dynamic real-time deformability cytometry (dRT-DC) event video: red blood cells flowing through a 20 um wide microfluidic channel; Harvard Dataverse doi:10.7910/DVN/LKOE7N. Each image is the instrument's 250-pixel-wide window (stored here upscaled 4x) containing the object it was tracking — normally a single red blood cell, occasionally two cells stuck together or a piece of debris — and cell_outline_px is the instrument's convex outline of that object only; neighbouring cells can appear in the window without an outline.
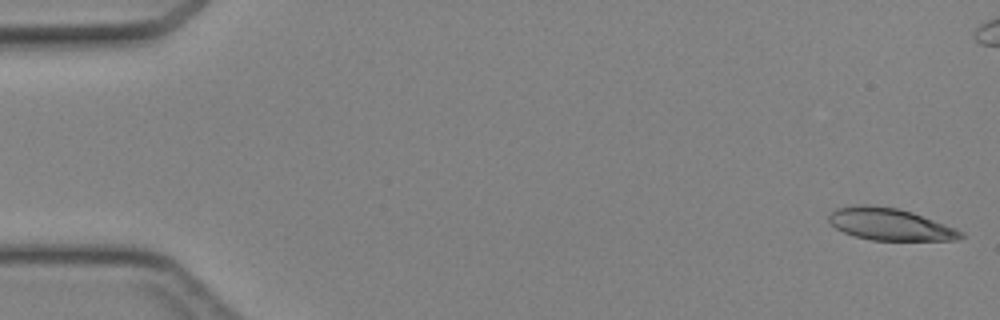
{"species": "Egyptian fruit bat (a non-hibernating species)", "species_latin": "Rousettus aegyptiacus", "temperature_condition": "cold", "stored_images_in_passage": 46, "camera_frame_rate_fps": 3000, "um_per_image_px": 0.085, "animal": {"sex": "female"}, "frame": {"image": 1, "passage_image": 1, "time_ms": 0.0, "image_size_px": [1000, 320], "cell_outline_px": [[964, 236], [956, 240], [872, 240], [856, 236], [844, 232], [836, 228], [828, 220], [828, 216], [836, 208], [856, 204], [864, 204], [896, 208], [912, 212], [956, 228], [964, 232]], "centroid_in_image_um": [75.65, 19.06], "position_along_channel_um": 9.4, "area_um2": 24.51}}
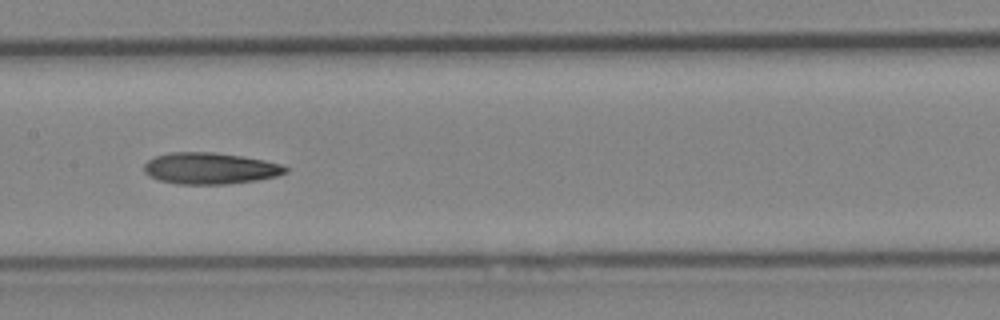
{"frame": {"image": 2, "passage_image": 23, "time_ms": 7.333, "image_size_px": [1000, 320], "cell_outline_px": [[288, 172], [276, 176], [256, 180], [228, 184], [176, 184], [160, 180], [144, 172], [144, 164], [148, 160], [156, 156], [172, 152], [216, 152], [264, 160], [280, 164], [288, 168]], "centroid_in_image_um": [17.86, 14.31], "position_along_channel_um": 189.5, "area_um2": 25.78}}
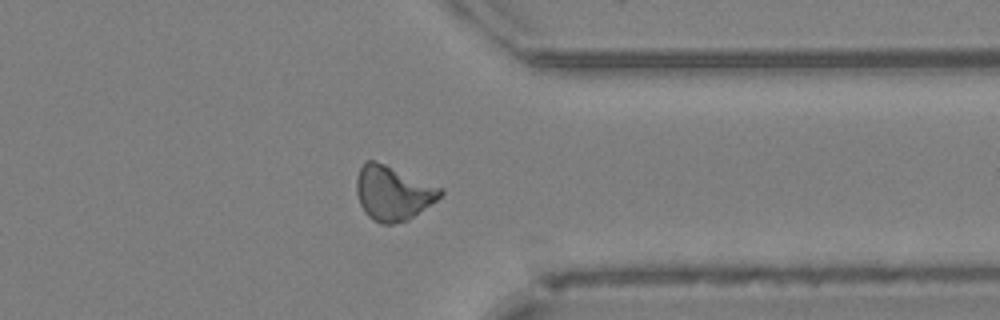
{"frame": {"image": 3, "passage_image": 36, "time_ms": 11.667, "image_size_px": [1000, 320], "cell_outline_px": [[444, 192], [436, 200], [408, 220], [392, 224], [380, 224], [368, 216], [364, 212], [360, 204], [356, 192], [356, 176], [364, 160], [376, 160], [444, 188]], "centroid_in_image_um": [33.38, 16.39], "position_along_channel_um": 378.0, "area_um2": 26.82}}